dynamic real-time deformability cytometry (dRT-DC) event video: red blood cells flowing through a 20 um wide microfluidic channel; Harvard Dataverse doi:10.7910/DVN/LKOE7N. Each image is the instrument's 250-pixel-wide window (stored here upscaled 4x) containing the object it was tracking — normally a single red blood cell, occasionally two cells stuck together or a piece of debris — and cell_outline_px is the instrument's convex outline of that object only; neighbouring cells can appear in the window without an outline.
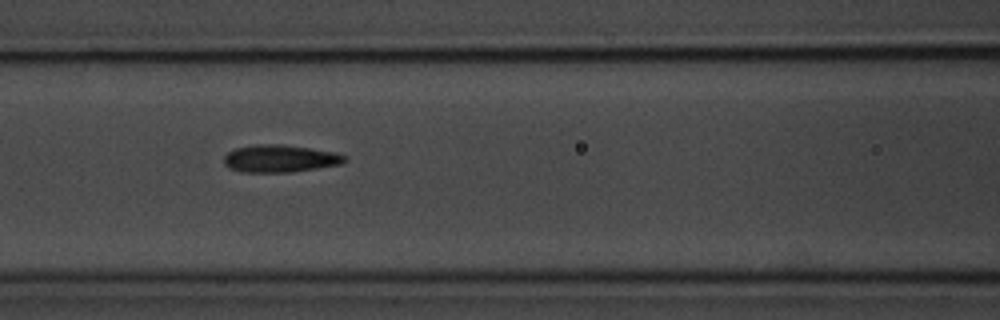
{"species": "common noctule bat (a hibernating species)", "species_latin": "Nyctalus noctula", "temperature_condition": "room temperature", "stored_images_in_passage": 6, "camera_frame_rate_fps": 3000, "um_per_image_px": 0.085, "animal": {"sex": "male", "body_mass_g": 20.1, "forearm_length_mm": 53.5}, "frame": {"image": 1, "passage_image": 5, "time_ms": 1.333, "image_size_px": [1000, 320], "cell_outline_px": [[348, 160], [340, 164], [316, 168], [288, 172], [240, 172], [228, 168], [224, 164], [224, 156], [228, 152], [236, 148], [256, 144], [280, 144], [312, 148], [336, 152], [344, 156]], "centroid_in_image_um": [23.77, 13.47], "position_along_channel_um": 142.8, "area_um2": 19.31}}
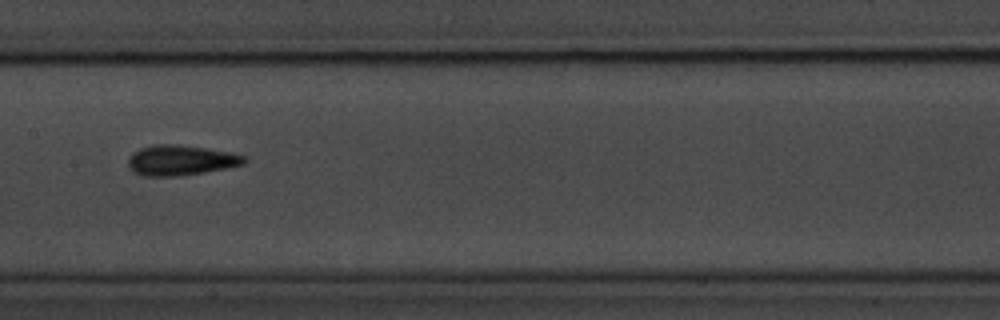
{"frame": {"image": 2, "passage_image": 6, "time_ms": 1.667, "image_size_px": [1000, 320], "cell_outline_px": [[248, 160], [244, 164], [204, 172], [180, 176], [144, 176], [132, 172], [128, 168], [128, 160], [132, 152], [140, 148], [152, 144], [180, 144], [228, 152], [244, 156]], "centroid_in_image_um": [15.3, 13.62], "position_along_channel_um": 192.1, "area_um2": 20.52}}